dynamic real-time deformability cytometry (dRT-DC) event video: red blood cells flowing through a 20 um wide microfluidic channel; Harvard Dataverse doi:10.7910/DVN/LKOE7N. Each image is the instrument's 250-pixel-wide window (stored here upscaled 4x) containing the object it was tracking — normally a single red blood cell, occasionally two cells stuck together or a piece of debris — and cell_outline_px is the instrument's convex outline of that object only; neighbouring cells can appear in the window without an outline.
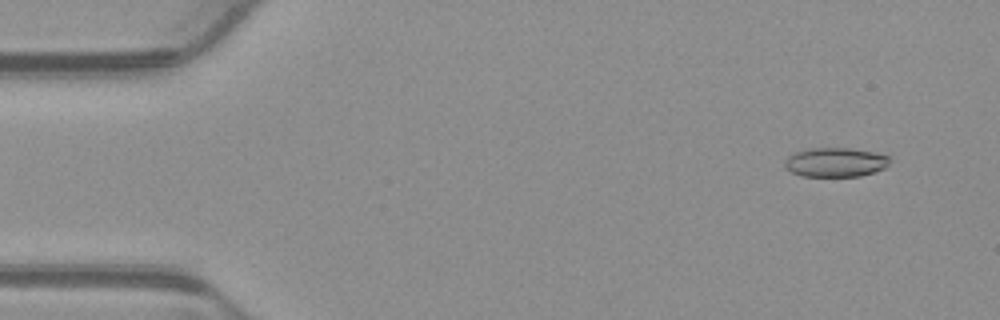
{"species": "common noctule bat (a hibernating species)", "species_latin": "Nyctalus noctula", "temperature_condition": "warm", "stored_images_in_passage": 53, "camera_frame_rate_fps": 3000, "um_per_image_px": 0.085, "animal": {"sex": "male", "body_mass_g": 23.1, "forearm_length_mm": 52.7}, "frame": {"image": 1, "passage_image": 4, "time_ms": 1.0, "image_size_px": [1000, 320], "cell_outline_px": [[888, 164], [884, 168], [876, 172], [860, 176], [800, 176], [784, 168], [784, 160], [788, 156], [796, 152], [808, 148], [848, 148], [872, 152], [888, 156]], "centroid_in_image_um": [70.96, 13.8], "position_along_channel_um": 14.0, "area_um2": 17.86}}
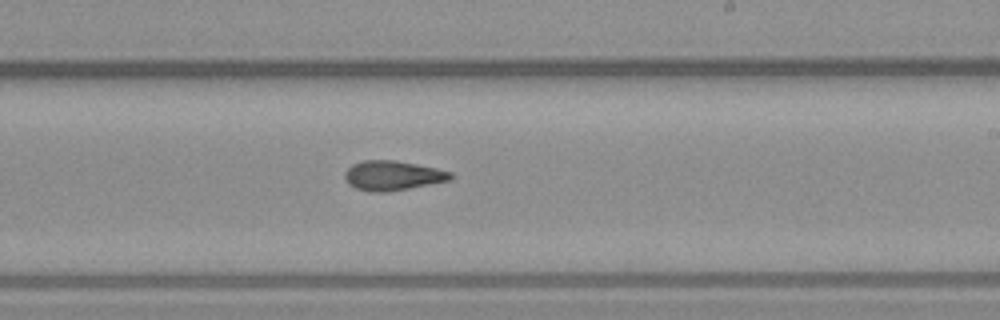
{"frame": {"image": 2, "passage_image": 31, "time_ms": 10.0, "image_size_px": [1000, 320], "cell_outline_px": [[456, 176], [452, 180], [388, 192], [372, 192], [356, 188], [348, 184], [344, 176], [344, 172], [352, 164], [364, 160], [396, 160], [436, 168], [452, 172]], "centroid_in_image_um": [33.4, 14.92], "position_along_channel_um": 255.6, "area_um2": 18.44}}
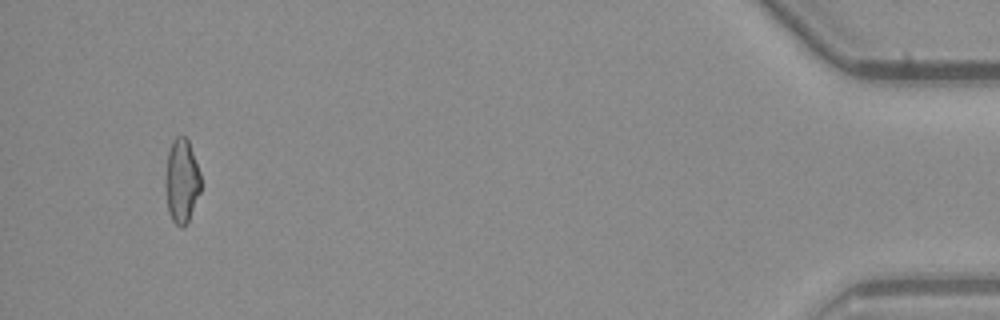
{"frame": {"image": 3, "passage_image": 50, "time_ms": 16.333, "image_size_px": [1000, 320], "cell_outline_px": [[200, 192], [188, 220], [184, 228], [180, 228], [172, 220], [168, 212], [164, 184], [164, 176], [168, 152], [172, 140], [176, 136], [184, 136], [188, 140], [200, 172]], "centroid_in_image_um": [15.41, 15.38], "position_along_channel_um": 419.8, "area_um2": 17.51}, "authors_computed_cell_mechanics": {"area_um2": 17.918, "velocity_mm_per_s": 3.9269, "shape_relaxation_time_tau1_ms": null, "shape_relaxation_time_tau2_ms": 5.3444, "deformation_change_tau1": null, "deformation_change_tau2": 0.1445}}